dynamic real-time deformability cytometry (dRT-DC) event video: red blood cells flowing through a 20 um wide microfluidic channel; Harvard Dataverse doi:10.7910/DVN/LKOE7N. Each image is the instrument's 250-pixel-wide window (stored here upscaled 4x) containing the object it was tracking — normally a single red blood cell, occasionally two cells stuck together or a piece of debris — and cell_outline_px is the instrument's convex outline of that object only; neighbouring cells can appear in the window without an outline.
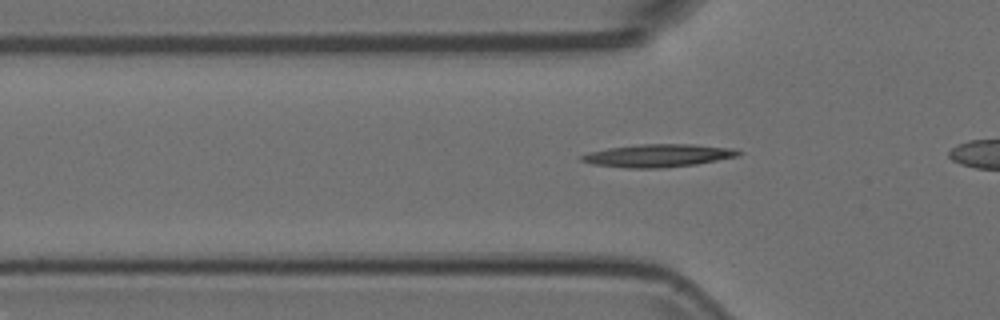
{"species": "Egyptian fruit bat (a non-hibernating species)", "species_latin": "Rousettus aegyptiacus", "temperature_condition": "room temperature", "stored_images_in_passage": 33, "camera_frame_rate_fps": 3000, "um_per_image_px": 0.085, "animal": {"sex": "female"}, "frame": {"image": 1, "passage_image": 7, "time_ms": 2.0, "image_size_px": [1000, 320], "cell_outline_px": [[744, 152], [740, 156], [696, 164], [656, 168], [628, 168], [592, 164], [580, 160], [580, 156], [588, 152], [608, 148], [640, 144], [692, 144], [736, 148]], "centroid_in_image_um": [55.99, 13.21], "position_along_channel_um": 69.8, "area_um2": 20.98}}
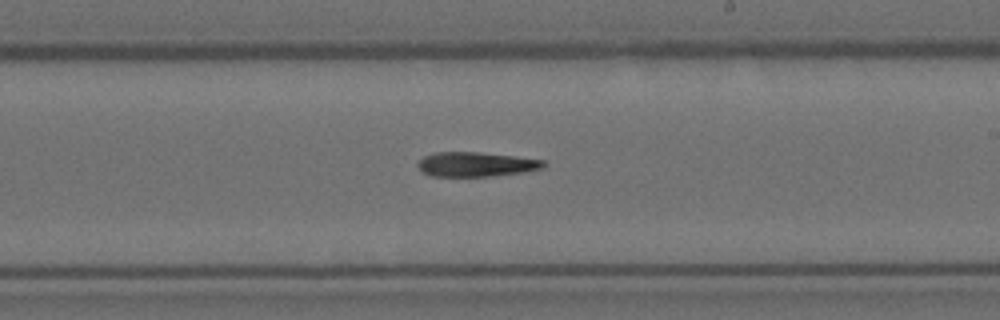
{"frame": {"image": 2, "passage_image": 21, "time_ms": 6.667, "image_size_px": [1000, 320], "cell_outline_px": [[544, 168], [524, 172], [488, 176], [432, 176], [424, 172], [416, 164], [424, 156], [436, 152], [480, 152], [516, 156], [544, 160]], "centroid_in_image_um": [40.48, 13.96], "position_along_channel_um": 248.5, "area_um2": 17.86}}
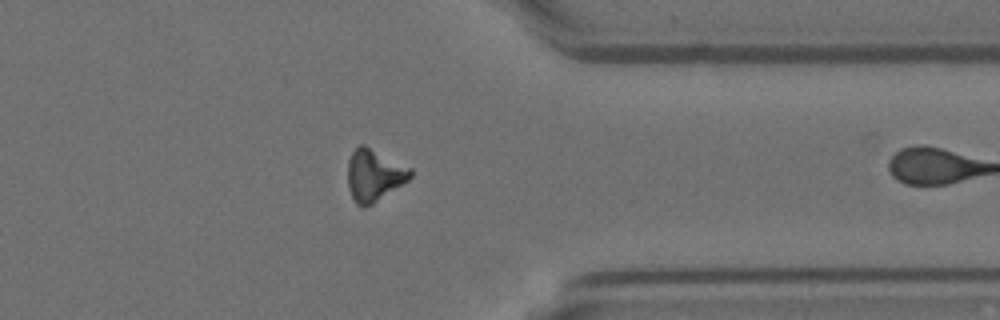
{"frame": {"image": 3, "passage_image": 32, "time_ms": 10.333, "image_size_px": [1000, 320], "cell_outline_px": [[412, 176], [408, 180], [372, 204], [364, 208], [360, 208], [356, 204], [348, 188], [348, 160], [352, 152], [360, 144], [364, 144], [412, 168]], "centroid_in_image_um": [31.79, 14.89], "position_along_channel_um": 379.6, "area_um2": 18.96}}